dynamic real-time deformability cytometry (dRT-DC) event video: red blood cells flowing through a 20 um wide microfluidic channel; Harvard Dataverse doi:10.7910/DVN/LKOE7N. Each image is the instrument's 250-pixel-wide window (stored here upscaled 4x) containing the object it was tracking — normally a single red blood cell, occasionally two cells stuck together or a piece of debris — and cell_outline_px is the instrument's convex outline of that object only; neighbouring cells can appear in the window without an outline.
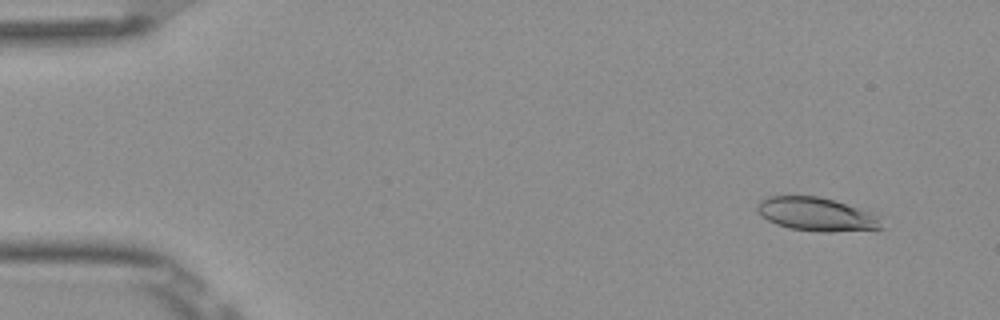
{"species": "Egyptian fruit bat (a non-hibernating species)", "species_latin": "Rousettus aegyptiacus", "temperature_condition": "room temperature", "stored_images_in_passage": 53, "camera_frame_rate_fps": 3000, "um_per_image_px": 0.085, "frame": {"image": 1, "passage_image": 5, "time_ms": 1.333, "image_size_px": [1000, 320], "cell_outline_px": [[884, 228], [832, 232], [820, 232], [792, 228], [776, 224], [760, 216], [756, 208], [756, 204], [760, 200], [768, 196], [820, 196], [868, 212], [876, 216]], "centroid_in_image_um": [69.31, 18.21], "position_along_channel_um": 15.7, "area_um2": 23.87}}
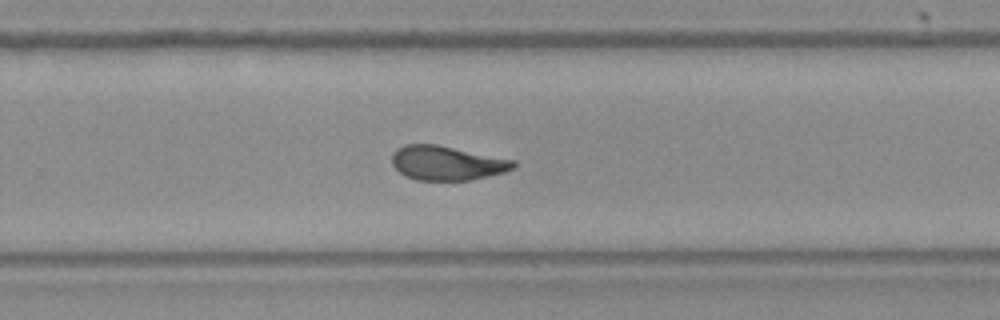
{"frame": {"image": 2, "passage_image": 35, "time_ms": 11.333, "image_size_px": [1000, 320], "cell_outline_px": [[516, 168], [504, 172], [468, 180], [416, 180], [400, 172], [392, 164], [392, 152], [396, 148], [404, 144], [436, 144], [516, 160]], "centroid_in_image_um": [37.99, 13.84], "position_along_channel_um": 291.8, "area_um2": 24.28}}
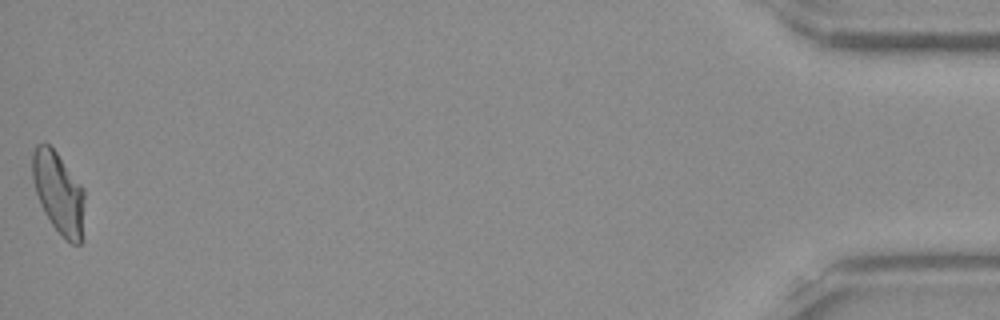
{"frame": {"image": 3, "passage_image": 53, "time_ms": 17.333, "image_size_px": [1000, 320], "cell_outline_px": [[84, 240], [80, 244], [72, 244], [52, 224], [44, 212], [40, 204], [36, 192], [32, 176], [32, 152], [36, 144], [44, 140], [56, 152], [84, 188]], "centroid_in_image_um": [5.0, 16.38], "position_along_channel_um": 430.2, "area_um2": 25.03}, "authors_computed_cell_mechanics": {"area_um2": 24.6806, "velocity_mm_per_s": 3.883, "shape_relaxation_time_tau1_ms": 5.5121, "shape_relaxation_time_tau2_ms": 1.6372, "deformation_change_tau1": 0.1835, "deformation_change_tau2": 0.0665}}